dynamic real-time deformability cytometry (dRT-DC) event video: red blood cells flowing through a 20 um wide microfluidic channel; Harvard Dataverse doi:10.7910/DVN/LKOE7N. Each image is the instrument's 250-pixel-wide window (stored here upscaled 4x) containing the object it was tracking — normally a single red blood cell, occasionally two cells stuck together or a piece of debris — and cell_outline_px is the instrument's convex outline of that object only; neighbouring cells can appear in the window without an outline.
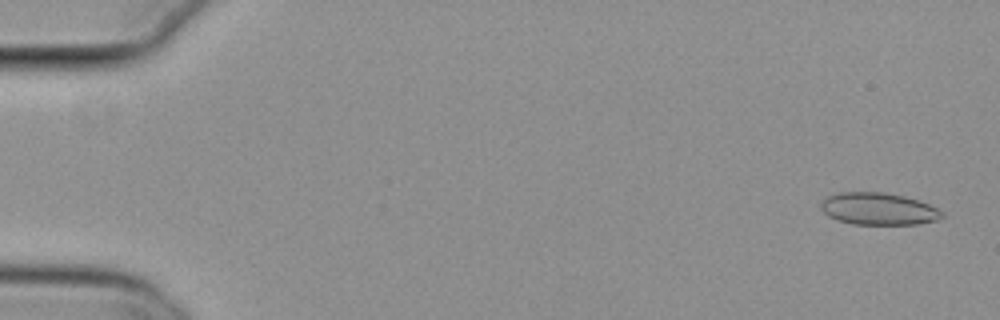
{"species": "common noctule bat (a hibernating species)", "species_latin": "Nyctalus noctula", "temperature_condition": "cold", "stored_images_in_passage": 55, "camera_frame_rate_fps": 3000, "um_per_image_px": 0.085, "animal": {"sex": "female", "body_mass_g": 29.2, "forearm_length_mm": 56.3}, "frame": {"image": 1, "passage_image": 2, "time_ms": 0.333, "image_size_px": [1000, 320], "cell_outline_px": [[944, 216], [936, 220], [916, 224], [852, 224], [836, 220], [828, 216], [820, 208], [820, 204], [824, 196], [840, 192], [884, 192], [904, 196], [920, 200], [944, 212]], "centroid_in_image_um": [74.63, 17.74], "position_along_channel_um": 10.4, "area_um2": 22.89}}
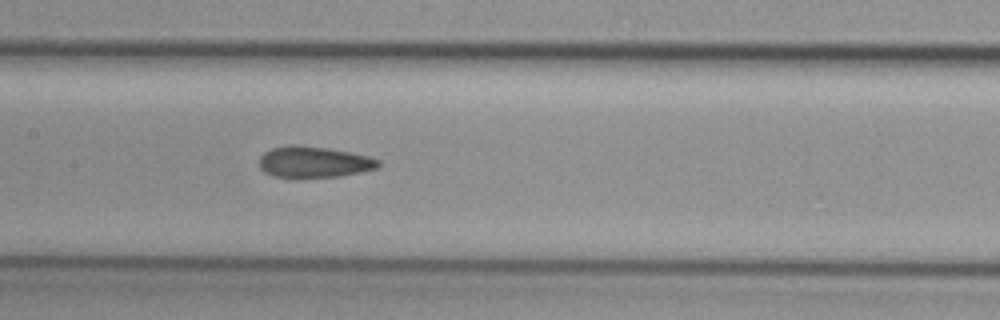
{"frame": {"image": 2, "passage_image": 27, "time_ms": 8.667, "image_size_px": [1000, 320], "cell_outline_px": [[380, 164], [376, 168], [340, 176], [296, 180], [292, 180], [272, 176], [264, 172], [260, 168], [260, 156], [264, 152], [272, 148], [288, 144], [296, 144], [328, 148], [368, 156], [380, 160]], "centroid_in_image_um": [26.6, 13.8], "position_along_channel_um": 180.8, "area_um2": 22.31}}
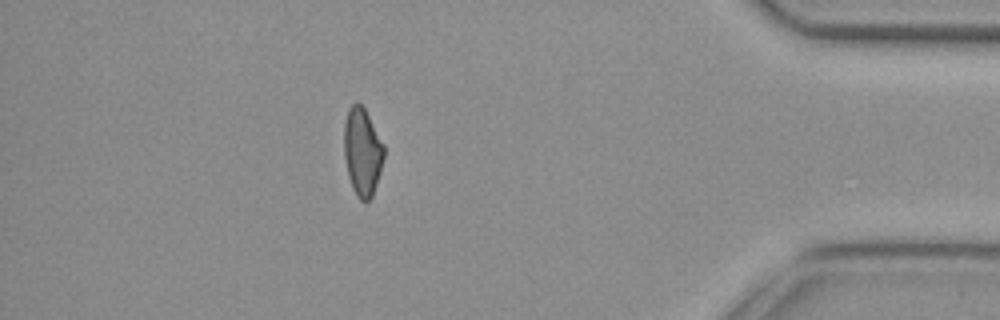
{"frame": {"image": 3, "passage_image": 48, "time_ms": 15.667, "image_size_px": [1000, 320], "cell_outline_px": [[384, 156], [380, 172], [372, 196], [364, 204], [356, 196], [352, 188], [348, 176], [344, 156], [344, 124], [348, 108], [356, 100], [364, 108], [384, 144]], "centroid_in_image_um": [30.79, 12.91], "position_along_channel_um": 404.4, "area_um2": 20.52}, "authors_computed_cell_mechanics": {"area_um2": 22.0218, "velocity_mm_per_s": 3.8168, "shape_relaxation_time_tau1_ms": null, "shape_relaxation_time_tau2_ms": 2.0163, "deformation_change_tau1": null, "deformation_change_tau2": 0.0916}}